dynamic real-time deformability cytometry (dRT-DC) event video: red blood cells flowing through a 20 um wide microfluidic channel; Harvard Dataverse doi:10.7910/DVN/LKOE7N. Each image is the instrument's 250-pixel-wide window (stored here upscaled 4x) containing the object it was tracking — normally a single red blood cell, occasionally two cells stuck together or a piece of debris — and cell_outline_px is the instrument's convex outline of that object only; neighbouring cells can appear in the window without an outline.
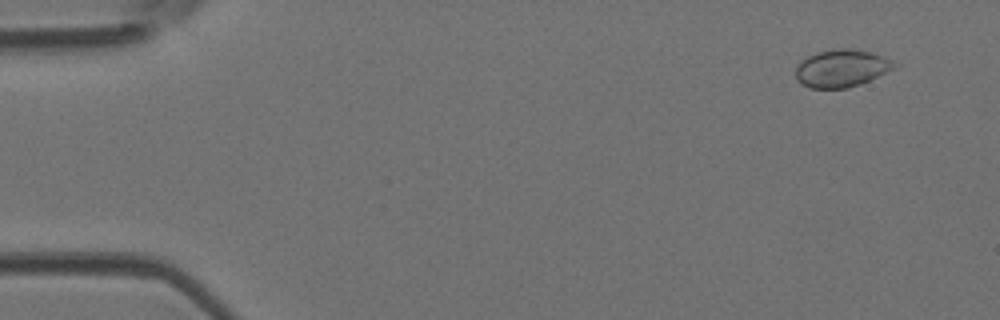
{"species": "Egyptian fruit bat (a non-hibernating species)", "species_latin": "Rousettus aegyptiacus", "temperature_condition": "room temperature", "stored_images_in_passage": 6, "camera_frame_rate_fps": 3000, "um_per_image_px": 0.085, "animal": {"sex": "female"}, "frame": {"image": 1, "passage_image": 1, "time_ms": 0.0, "image_size_px": [1000, 320], "cell_outline_px": [[900, 64], [860, 84], [848, 88], [808, 88], [796, 80], [796, 68], [800, 60], [816, 52], [836, 48], [852, 48], [872, 52], [884, 56]], "centroid_in_image_um": [71.5, 5.79], "position_along_channel_um": 13.5, "area_um2": 21.62}}
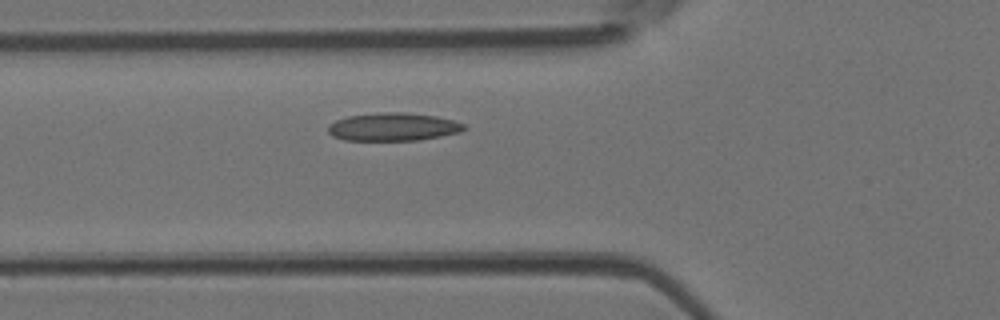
{"frame": {"image": 2, "passage_image": 6, "time_ms": 1.667, "image_size_px": [1000, 320], "cell_outline_px": [[468, 128], [460, 132], [420, 140], [344, 140], [332, 136], [328, 132], [328, 124], [336, 120], [348, 116], [380, 112], [404, 112], [436, 116], [452, 120], [464, 124]], "centroid_in_image_um": [33.41, 10.78], "position_along_channel_um": 92.4, "area_um2": 22.25}}